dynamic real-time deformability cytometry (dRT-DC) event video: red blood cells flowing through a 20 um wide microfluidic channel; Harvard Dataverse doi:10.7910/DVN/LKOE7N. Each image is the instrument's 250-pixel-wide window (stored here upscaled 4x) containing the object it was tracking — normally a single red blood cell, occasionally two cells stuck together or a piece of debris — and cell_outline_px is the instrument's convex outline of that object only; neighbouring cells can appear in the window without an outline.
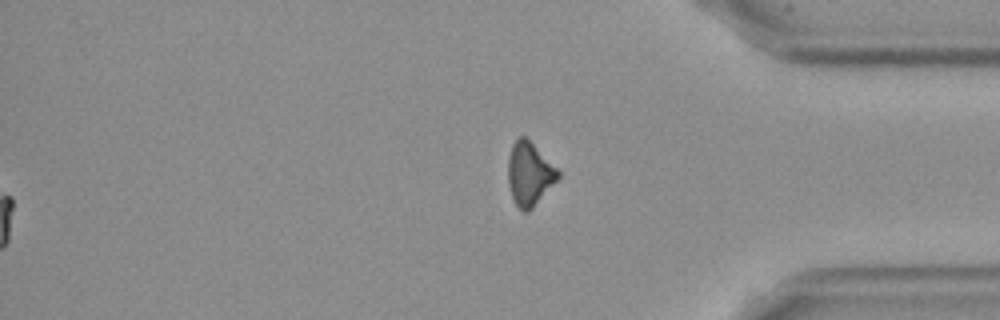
{"species": "Egyptian fruit bat (a non-hibernating species)", "species_latin": "Rousettus aegyptiacus", "temperature_condition": "cold", "stored_images_in_passage": 53, "segment_of_instrument_passage": [2, 2], "camera_frame_rate_fps": 3000, "um_per_image_px": 0.085, "frame": {"image": 1, "passage_image": 53, "time_ms": 17.333, "image_size_px": [1000, 320], "cell_outline_px": [[560, 176], [532, 208], [528, 212], [524, 212], [516, 204], [512, 196], [508, 184], [508, 156], [512, 144], [520, 136], [524, 136], [560, 172]], "centroid_in_image_um": [44.97, 14.79], "position_along_channel_um": 390.2, "area_um2": 17.92}}